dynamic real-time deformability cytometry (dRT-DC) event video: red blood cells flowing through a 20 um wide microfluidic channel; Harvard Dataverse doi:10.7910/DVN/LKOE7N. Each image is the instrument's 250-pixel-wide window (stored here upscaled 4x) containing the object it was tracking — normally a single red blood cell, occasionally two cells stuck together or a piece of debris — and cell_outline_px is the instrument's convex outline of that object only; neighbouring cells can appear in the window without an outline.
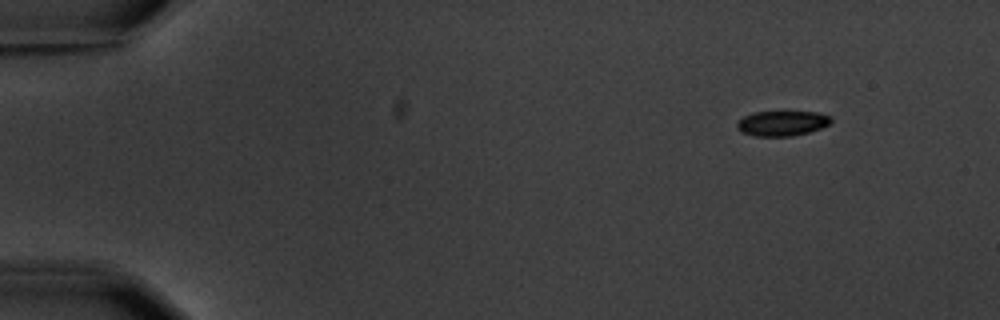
{"species": "common noctule bat (a hibernating species)", "species_latin": "Nyctalus noctula", "temperature_condition": "warm", "stored_images_in_passage": 5, "camera_frame_rate_fps": 3000, "um_per_image_px": 0.085, "animal": {"sex": "male", "body_mass_g": 20.1, "forearm_length_mm": 53.5}, "frame": {"image": 1, "passage_image": 1, "time_ms": 0.0, "image_size_px": [1000, 320], "cell_outline_px": [[832, 120], [828, 124], [820, 128], [808, 132], [792, 136], [756, 136], [740, 132], [736, 128], [736, 124], [744, 116], [752, 112], [816, 112], [832, 116]], "centroid_in_image_um": [66.45, 10.48], "position_along_channel_um": 18.5, "area_um2": 13.7}}
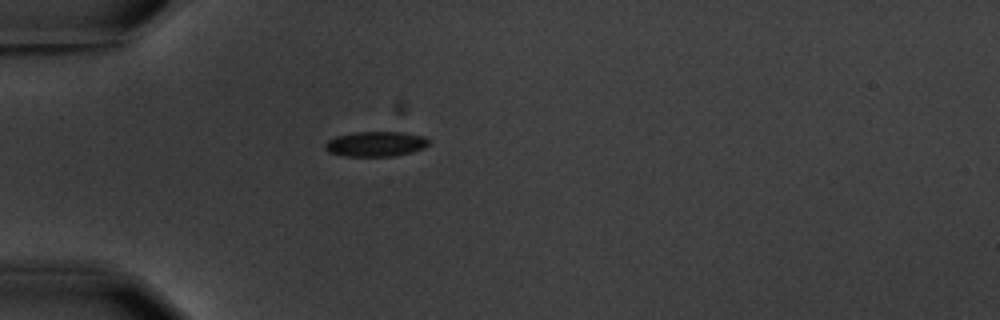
{"frame": {"image": 2, "passage_image": 4, "time_ms": 3.667, "image_size_px": [1000, 320], "cell_outline_px": [[428, 144], [424, 148], [412, 152], [392, 156], [344, 156], [328, 152], [324, 148], [324, 144], [328, 140], [336, 136], [352, 132], [400, 132], [424, 136], [428, 140]], "centroid_in_image_um": [31.9, 12.23], "position_along_channel_um": 53.1, "area_um2": 15.14}}